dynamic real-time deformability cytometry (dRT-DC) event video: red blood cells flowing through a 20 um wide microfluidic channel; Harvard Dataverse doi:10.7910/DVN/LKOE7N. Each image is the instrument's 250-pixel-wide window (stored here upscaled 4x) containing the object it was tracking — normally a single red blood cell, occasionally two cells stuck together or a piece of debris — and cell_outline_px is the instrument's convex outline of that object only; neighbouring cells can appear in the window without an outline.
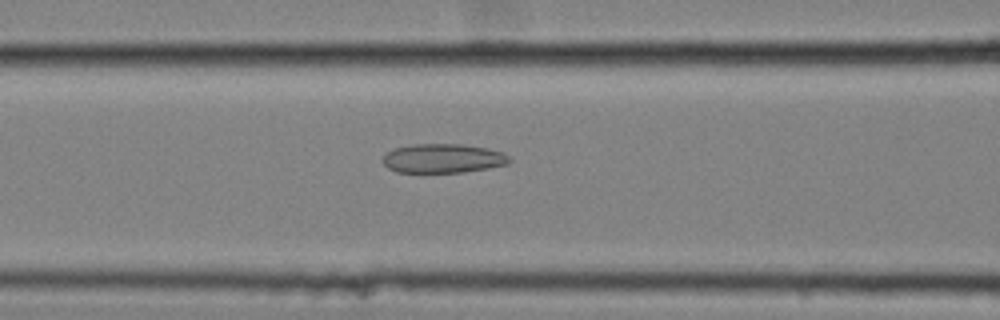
{"species": "common noctule bat (a hibernating species)", "species_latin": "Nyctalus noctula", "temperature_condition": "cold", "stored_images_in_passage": 58, "camera_frame_rate_fps": 3000, "um_per_image_px": 0.085, "animal": {"sex": "female", "body_mass_g": 25.1}, "frame": {"image": 1, "passage_image": 25, "time_ms": 8.0, "image_size_px": [1000, 320], "cell_outline_px": [[512, 160], [508, 164], [488, 168], [464, 172], [396, 172], [388, 168], [384, 164], [384, 156], [392, 148], [412, 144], [464, 144], [488, 148], [504, 152]], "centroid_in_image_um": [37.68, 13.45], "position_along_channel_um": 128.9, "area_um2": 21.62}}
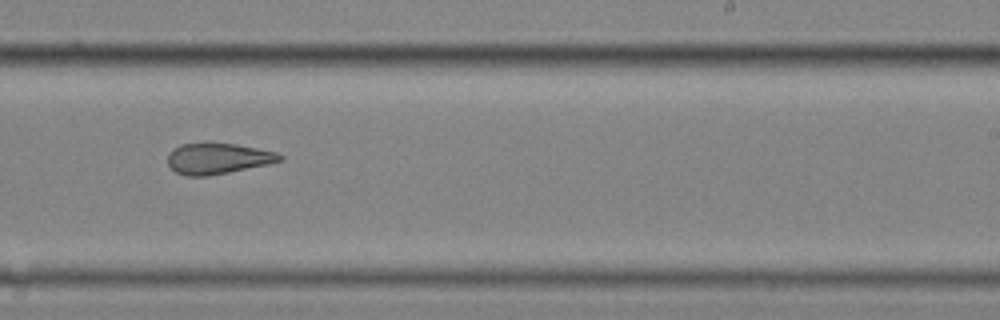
{"frame": {"image": 2, "passage_image": 37, "time_ms": 12.0, "image_size_px": [1000, 320], "cell_outline_px": [[284, 160], [268, 164], [208, 176], [188, 176], [176, 172], [168, 164], [168, 152], [172, 148], [180, 144], [208, 140], [236, 144], [276, 152], [284, 156]], "centroid_in_image_um": [18.48, 13.43], "position_along_channel_um": 270.5, "area_um2": 20.75}}
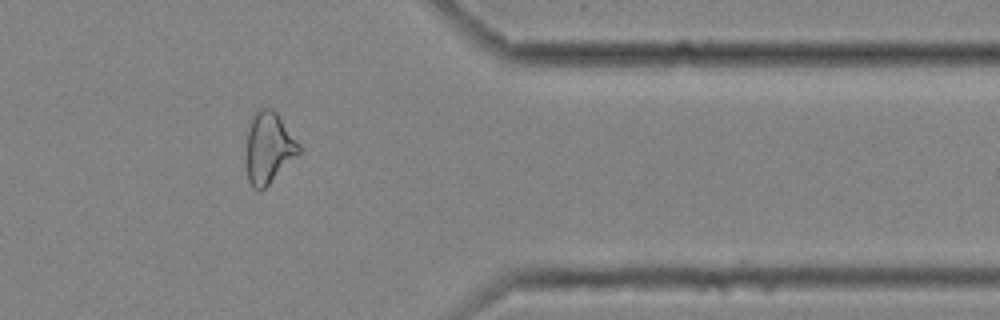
{"frame": {"image": 3, "passage_image": 48, "time_ms": 15.667, "image_size_px": [1000, 320], "cell_outline_px": [[300, 152], [260, 192], [252, 188], [248, 180], [244, 164], [248, 132], [252, 116], [260, 108], [272, 108], [276, 112], [300, 144]], "centroid_in_image_um": [22.79, 12.58], "position_along_channel_um": 388.6, "area_um2": 21.91}, "authors_computed_cell_mechanics": {"area_um2": 23.4379, "velocity_mm_per_s": 3.5445, "shape_relaxation_time_tau1_ms": null, "shape_relaxation_time_tau2_ms": 3.2404, "deformation_change_tau1": null, "deformation_change_tau2": 0.1245}}